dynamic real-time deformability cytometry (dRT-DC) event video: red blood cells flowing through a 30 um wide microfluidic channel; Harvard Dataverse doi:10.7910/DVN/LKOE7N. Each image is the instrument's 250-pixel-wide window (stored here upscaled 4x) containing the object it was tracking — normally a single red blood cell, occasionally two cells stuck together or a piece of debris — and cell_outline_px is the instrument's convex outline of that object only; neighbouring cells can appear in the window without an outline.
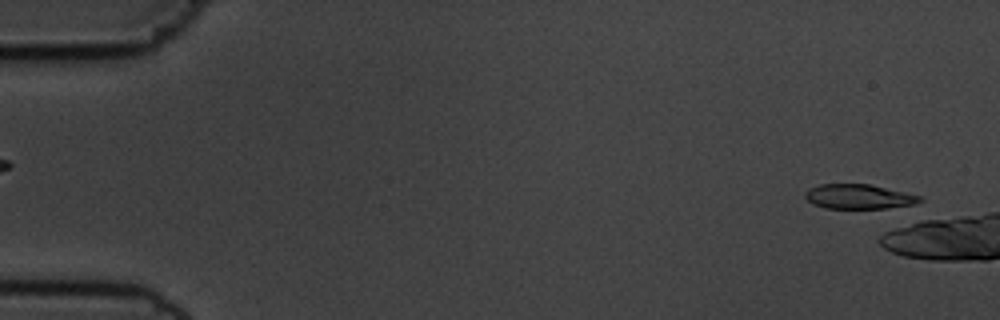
{"species": "common noctule bat (a hibernating species)", "species_latin": "Nyctalus noctula", "temperature_condition": "cold", "stored_images_in_passage": 6, "camera_frame_rate_fps": 3000, "um_per_image_px": 0.085, "animal": {"sex": "male", "body_mass_g": 19.5, "forearm_length_mm": 54.6}, "frame": {"image": 1, "passage_image": 2, "time_ms": 0.333, "image_size_px": [1000, 320], "cell_outline_px": [[924, 200], [916, 204], [888, 208], [824, 208], [812, 204], [804, 196], [804, 192], [808, 188], [820, 184], [868, 184], [920, 196]], "centroid_in_image_um": [72.95, 16.72], "position_along_channel_um": 12.0, "area_um2": 16.42}}